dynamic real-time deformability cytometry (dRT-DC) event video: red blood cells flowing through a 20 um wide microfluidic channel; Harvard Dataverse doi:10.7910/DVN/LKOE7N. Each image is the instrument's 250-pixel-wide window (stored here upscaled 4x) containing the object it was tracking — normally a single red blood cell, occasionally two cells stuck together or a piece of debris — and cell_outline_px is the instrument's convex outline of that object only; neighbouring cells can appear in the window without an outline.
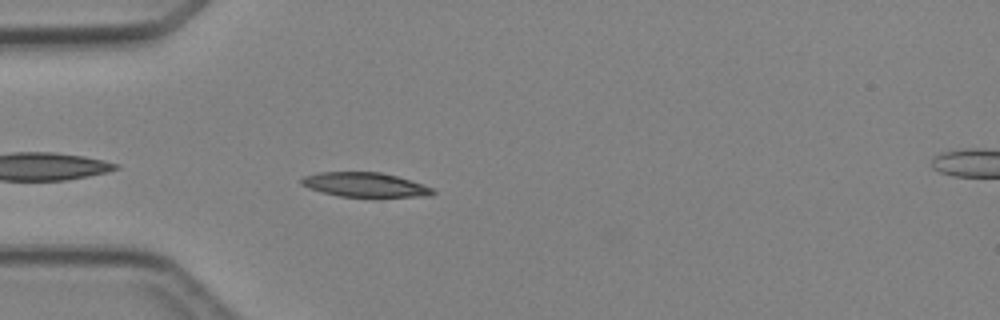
{"species": "Egyptian fruit bat (a non-hibernating species)", "species_latin": "Rousettus aegyptiacus", "temperature_condition": "cold", "stored_images_in_passage": 4, "camera_frame_rate_fps": 3000, "um_per_image_px": 0.085, "animal": {"sex": "female"}, "frame": {"image": 1, "passage_image": 3, "time_ms": 2.333, "image_size_px": [1000, 320], "cell_outline_px": [[436, 192], [432, 196], [340, 196], [308, 188], [300, 184], [300, 180], [304, 176], [320, 172], [380, 172], [396, 176], [424, 184], [432, 188]], "centroid_in_image_um": [31.02, 15.69], "position_along_channel_um": 54.0, "area_um2": 18.44}}